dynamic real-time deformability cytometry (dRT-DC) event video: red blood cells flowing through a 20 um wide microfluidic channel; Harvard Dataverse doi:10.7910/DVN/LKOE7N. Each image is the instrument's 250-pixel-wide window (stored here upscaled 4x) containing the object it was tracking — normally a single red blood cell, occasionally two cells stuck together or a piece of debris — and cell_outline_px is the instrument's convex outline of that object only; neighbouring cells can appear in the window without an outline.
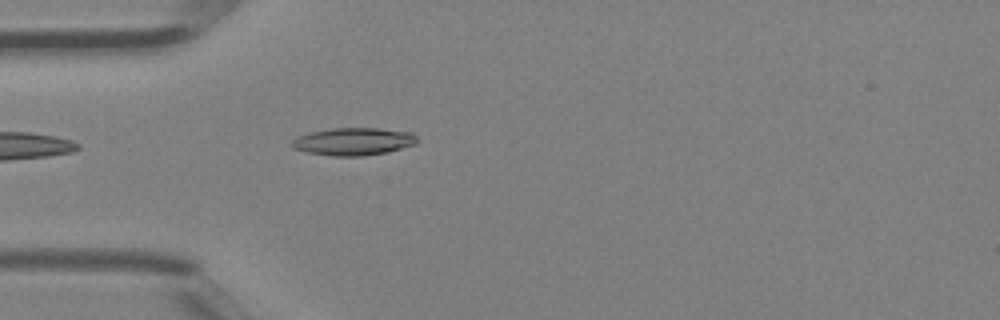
{"species": "Egyptian fruit bat (a non-hibernating species)", "species_latin": "Rousettus aegyptiacus", "temperature_condition": "room temperature", "stored_images_in_passage": 2, "camera_frame_rate_fps": 3000, "um_per_image_px": 0.085, "animal": {"sex": "female"}, "frame": {"image": 1, "passage_image": 2, "time_ms": 0.333, "image_size_px": [1000, 320], "cell_outline_px": [[416, 144], [388, 152], [364, 156], [332, 156], [304, 152], [292, 148], [292, 140], [296, 136], [312, 132], [332, 128], [380, 128], [412, 132], [416, 136]], "centroid_in_image_um": [30.03, 12.03], "position_along_channel_um": 55.0, "area_um2": 20.29}}